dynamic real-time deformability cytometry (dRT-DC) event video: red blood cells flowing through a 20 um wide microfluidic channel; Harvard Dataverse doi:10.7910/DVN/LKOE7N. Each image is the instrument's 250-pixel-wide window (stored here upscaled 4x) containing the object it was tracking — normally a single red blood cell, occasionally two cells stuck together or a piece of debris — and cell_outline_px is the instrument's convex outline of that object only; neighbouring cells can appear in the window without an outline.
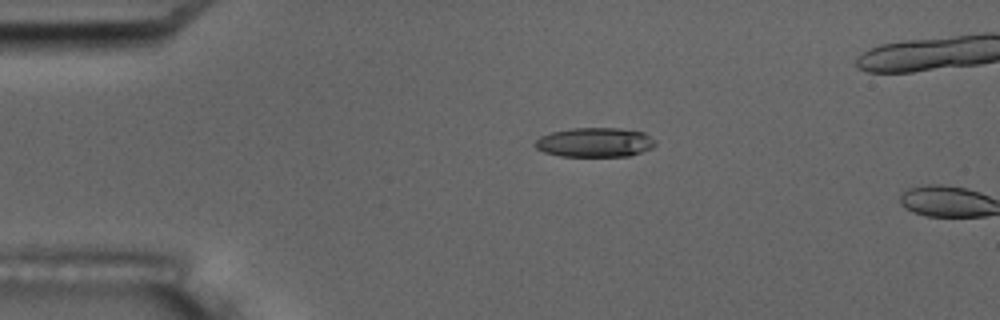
{"species": "common noctule bat (a hibernating species)", "species_latin": "Nyctalus noctula", "temperature_condition": "room temperature", "stored_images_in_passage": 5, "camera_frame_rate_fps": 3000, "um_per_image_px": 0.085, "animal": {"sex": "male", "body_mass_g": 17.5, "forearm_length_mm": 52.3}, "frame": {"image": 1, "passage_image": 4, "time_ms": 3.667, "image_size_px": [1000, 320], "cell_outline_px": [[656, 144], [652, 148], [628, 156], [560, 156], [544, 152], [536, 148], [532, 144], [540, 136], [552, 132], [572, 128], [620, 128], [644, 132], [656, 140]], "centroid_in_image_um": [50.56, 12.1], "position_along_channel_um": 34.4, "area_um2": 20.69}}